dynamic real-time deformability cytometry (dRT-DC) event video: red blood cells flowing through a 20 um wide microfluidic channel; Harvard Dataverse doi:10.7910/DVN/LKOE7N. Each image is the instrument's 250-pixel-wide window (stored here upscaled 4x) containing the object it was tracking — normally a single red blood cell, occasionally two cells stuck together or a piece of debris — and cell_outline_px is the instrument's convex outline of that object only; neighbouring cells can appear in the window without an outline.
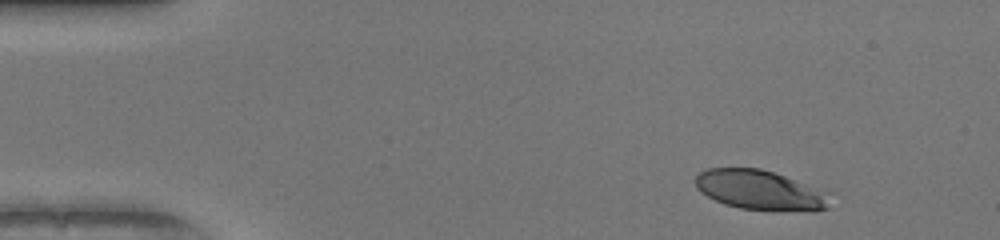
{"species": "human", "species_latin": "Homo sapiens", "temperature_condition": "warm", "stored_images_in_passage": 45, "camera_frame_rate_fps": 3000, "um_per_image_px": 0.085, "donor": {"sex": "female"}, "frame": {"image": 1, "passage_image": 1, "time_ms": 0.0, "image_size_px": [1000, 240], "cell_outline_px": [[828, 208], [816, 212], [772, 212], [740, 208], [724, 204], [700, 192], [696, 188], [696, 176], [700, 172], [708, 168], [760, 168], [784, 176], [792, 180], [820, 196]], "centroid_in_image_um": [64.39, 16.2], "position_along_channel_um": 20.6, "area_um2": 30.0}}
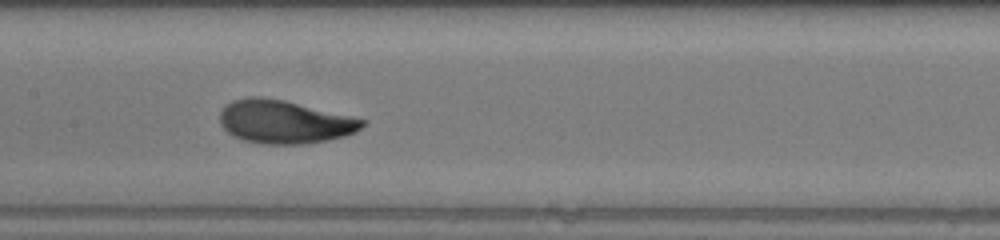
{"frame": {"image": 2, "passage_image": 20, "time_ms": 6.333, "image_size_px": [1000, 240], "cell_outline_px": [[368, 120], [360, 128], [344, 136], [328, 140], [304, 144], [264, 144], [244, 140], [232, 136], [220, 124], [220, 112], [224, 104], [232, 100], [248, 96], [264, 96], [284, 100]], "centroid_in_image_um": [24.12, 10.34], "position_along_channel_um": 183.3, "area_um2": 36.01}}
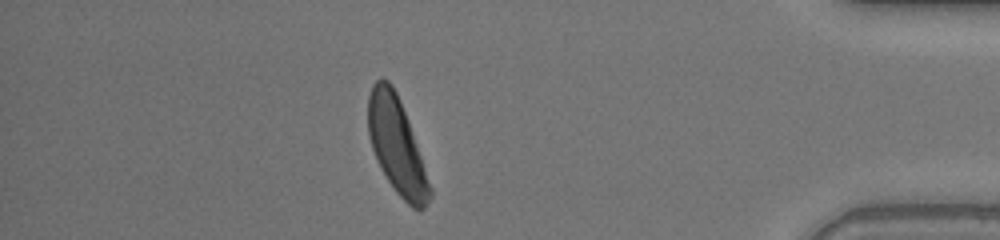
{"frame": {"image": 3, "passage_image": 39, "time_ms": 12.667, "image_size_px": [1000, 240], "cell_outline_px": [[432, 196], [424, 208], [420, 212], [412, 208], [396, 192], [388, 180], [372, 148], [368, 132], [368, 96], [372, 84], [380, 76], [388, 80], [392, 84], [400, 100], [432, 188]], "centroid_in_image_um": [33.72, 12.37], "position_along_channel_um": 401.5, "area_um2": 34.04}, "authors_computed_cell_mechanics": {"area_um2": 34.7378, "velocity_mm_per_s": 4.1216, "shape_relaxation_time_tau1_ms": 2.5916, "shape_relaxation_time_tau2_ms": null, "deformation_change_tau1": 0.1728, "deformation_change_tau2": null}}